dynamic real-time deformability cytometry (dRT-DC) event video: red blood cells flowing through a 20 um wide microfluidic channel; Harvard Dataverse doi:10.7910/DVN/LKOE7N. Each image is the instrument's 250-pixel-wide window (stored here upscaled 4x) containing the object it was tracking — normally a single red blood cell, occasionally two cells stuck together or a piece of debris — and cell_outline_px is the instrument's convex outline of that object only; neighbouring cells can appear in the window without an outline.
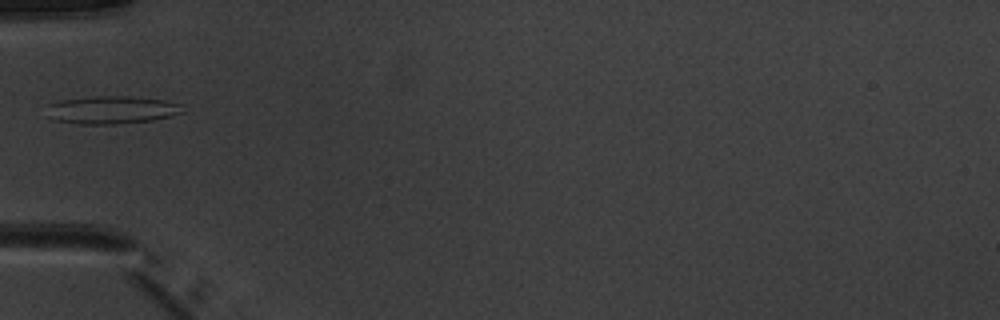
{"species": "common noctule bat (a hibernating species)", "species_latin": "Nyctalus noctula", "temperature_condition": "warm", "stored_images_in_passage": 4, "camera_frame_rate_fps": 3000, "um_per_image_px": 0.085, "animal": {"sex": "male", "body_mass_g": 20.1, "forearm_length_mm": 53.5}, "frame": {"image": 1, "passage_image": 3, "time_ms": 2.333, "image_size_px": [1000, 320], "cell_outline_px": [[184, 112], [152, 120], [116, 124], [80, 124], [52, 120], [48, 116], [48, 104], [60, 100], [96, 96], [128, 96], [164, 100], [184, 104]], "centroid_in_image_um": [9.5, 9.34], "position_along_channel_um": 75.5, "area_um2": 22.14}}